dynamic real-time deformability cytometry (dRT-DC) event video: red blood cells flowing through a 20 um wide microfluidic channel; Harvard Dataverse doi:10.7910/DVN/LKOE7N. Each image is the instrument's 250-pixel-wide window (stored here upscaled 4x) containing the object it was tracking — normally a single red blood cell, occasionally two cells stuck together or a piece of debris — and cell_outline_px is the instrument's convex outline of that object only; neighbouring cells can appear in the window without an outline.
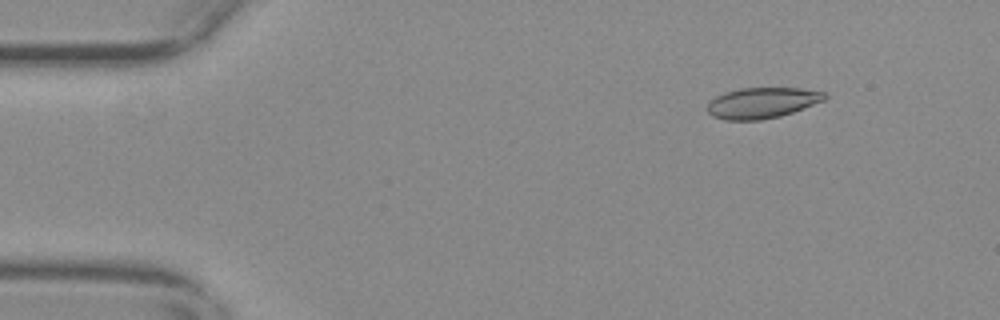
{"species": "common noctule bat (a hibernating species)", "species_latin": "Nyctalus noctula", "temperature_condition": "warm", "stored_images_in_passage": 52, "camera_frame_rate_fps": 3000, "um_per_image_px": 0.085, "animal": {"sex": "female", "body_mass_g": 29.2, "forearm_length_mm": 56.3}, "frame": {"image": 1, "passage_image": 3, "time_ms": 0.667, "image_size_px": [1000, 320], "cell_outline_px": [[828, 96], [824, 100], [792, 112], [780, 116], [760, 120], [724, 120], [712, 116], [708, 112], [708, 100], [724, 92], [740, 88], [800, 88], [824, 92]], "centroid_in_image_um": [64.74, 8.74], "position_along_channel_um": 20.3, "area_um2": 21.04}}
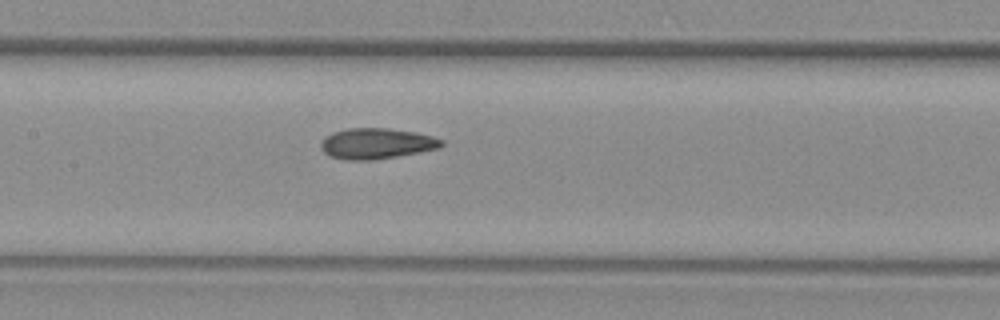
{"frame": {"image": 2, "passage_image": 23, "time_ms": 7.333, "image_size_px": [1000, 320], "cell_outline_px": [[444, 144], [440, 148], [396, 156], [372, 160], [348, 160], [328, 156], [320, 148], [320, 144], [332, 132], [348, 128], [388, 128], [416, 132], [432, 136], [444, 140]], "centroid_in_image_um": [32.02, 12.2], "position_along_channel_um": 175.4, "area_um2": 21.56}}
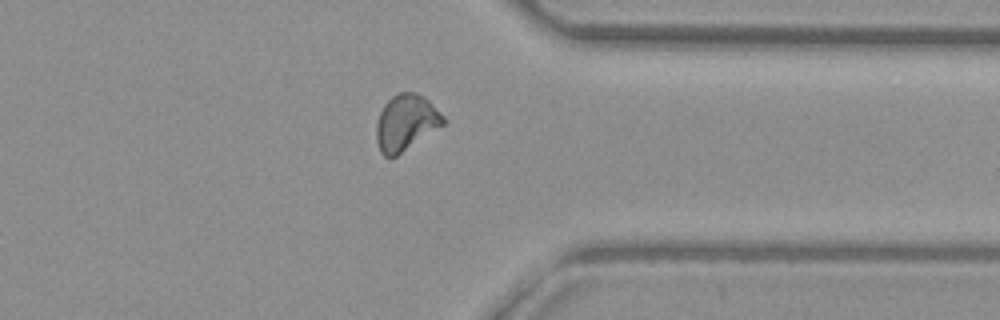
{"frame": {"image": 3, "passage_image": 40, "time_ms": 13.0, "image_size_px": [1000, 320], "cell_outline_px": [[444, 124], [396, 156], [384, 156], [380, 152], [376, 140], [376, 124], [380, 112], [384, 104], [392, 96], [400, 92], [416, 92], [424, 96], [444, 116]], "centroid_in_image_um": [34.48, 10.4], "position_along_channel_um": 376.9, "area_um2": 21.62}, "authors_computed_cell_mechanics": {"area_um2": 21.1259, "velocity_mm_per_s": 3.6739, "shape_relaxation_time_tau1_ms": null, "shape_relaxation_time_tau2_ms": 1.924, "deformation_change_tau1": null, "deformation_change_tau2": 0.0681}}